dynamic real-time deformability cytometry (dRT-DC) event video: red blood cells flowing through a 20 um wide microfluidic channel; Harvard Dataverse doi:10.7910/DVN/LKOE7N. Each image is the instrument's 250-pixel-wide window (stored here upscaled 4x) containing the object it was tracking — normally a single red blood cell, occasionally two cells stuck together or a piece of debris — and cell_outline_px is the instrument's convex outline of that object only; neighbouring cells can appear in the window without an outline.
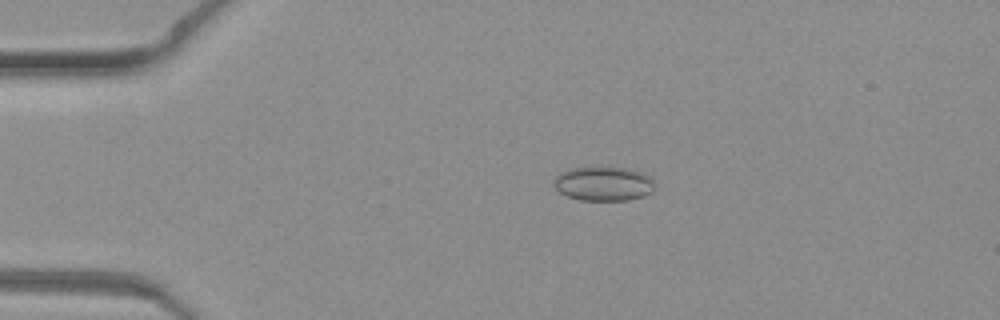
{"species": "common noctule bat (a hibernating species)", "species_latin": "Nyctalus noctula", "temperature_condition": "warm", "stored_images_in_passage": 48, "camera_frame_rate_fps": 3000, "um_per_image_px": 0.085, "animal": {"sex": "female", "body_mass_g": 19.3, "forearm_length_mm": 54.1}, "frame": {"image": 1, "passage_image": 11, "time_ms": 3.333, "image_size_px": [1000, 320], "cell_outline_px": [[652, 192], [644, 196], [628, 200], [580, 200], [568, 196], [560, 192], [556, 188], [556, 176], [560, 172], [572, 168], [628, 168], [640, 172], [648, 176], [652, 180]], "centroid_in_image_um": [51.3, 15.63], "position_along_channel_um": 33.7, "area_um2": 19.65}}
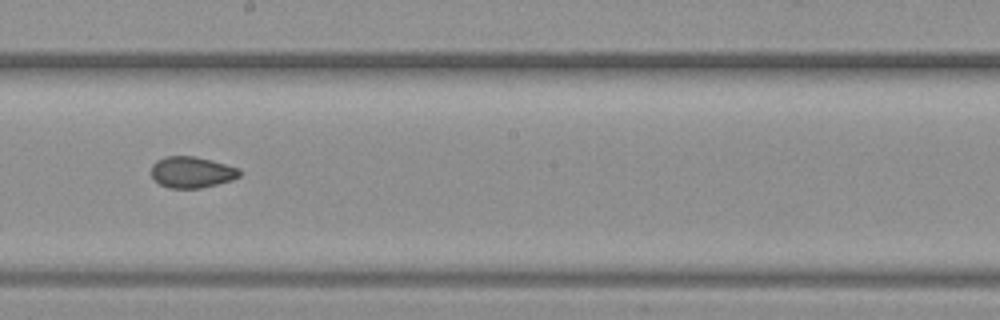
{"frame": {"image": 2, "passage_image": 28, "time_ms": 9.0, "image_size_px": [1000, 320], "cell_outline_px": [[240, 176], [232, 180], [200, 188], [168, 188], [160, 184], [152, 176], [152, 164], [156, 160], [164, 156], [196, 156], [212, 160], [240, 168]], "centroid_in_image_um": [16.31, 14.62], "position_along_channel_um": 231.9, "area_um2": 16.13}}
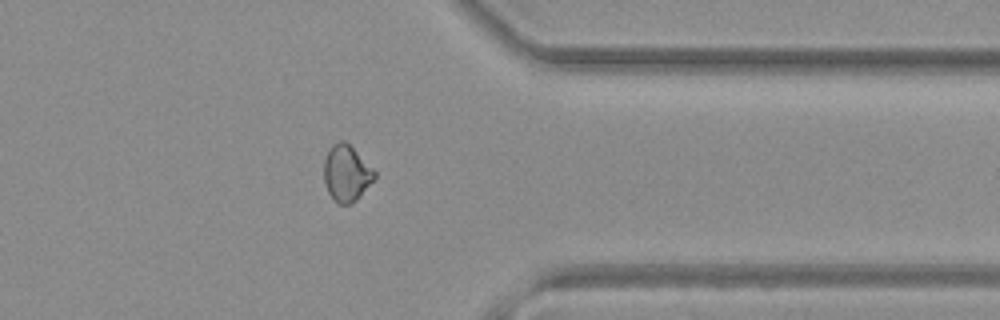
{"frame": {"image": 3, "passage_image": 39, "time_ms": 12.667, "image_size_px": [1000, 320], "cell_outline_px": [[376, 176], [356, 200], [352, 204], [340, 204], [332, 200], [328, 192], [324, 180], [324, 160], [328, 148], [332, 144], [340, 140], [344, 140], [376, 172]], "centroid_in_image_um": [29.41, 14.73], "position_along_channel_um": 382.0, "area_um2": 16.42}}